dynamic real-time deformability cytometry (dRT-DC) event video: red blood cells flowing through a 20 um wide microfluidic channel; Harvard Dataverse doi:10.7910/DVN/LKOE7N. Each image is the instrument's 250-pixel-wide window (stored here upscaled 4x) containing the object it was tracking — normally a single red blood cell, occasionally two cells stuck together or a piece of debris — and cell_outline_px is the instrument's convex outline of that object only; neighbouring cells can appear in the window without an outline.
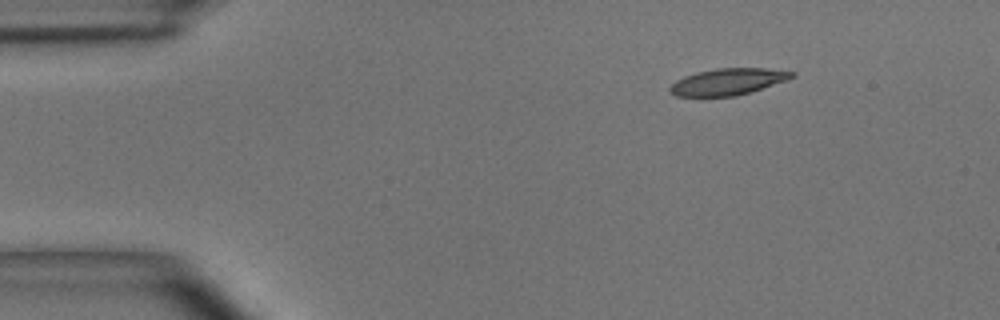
{"species": "common noctule bat (a hibernating species)", "species_latin": "Nyctalus noctula", "temperature_condition": "room temperature", "stored_images_in_passage": 5, "segment_of_instrument_passage": [2, 2], "camera_frame_rate_fps": 3000, "um_per_image_px": 0.085, "animal": {"sex": "male", "body_mass_g": 15.6}, "frame": {"image": 1, "passage_image": 5, "time_ms": 1.333, "image_size_px": [1000, 320], "cell_outline_px": [[796, 76], [788, 80], [736, 96], [676, 96], [668, 92], [668, 88], [676, 80], [684, 76], [696, 72], [716, 68], [768, 68], [796, 72]], "centroid_in_image_um": [61.88, 6.94], "position_along_channel_um": 23.1, "area_um2": 19.02}}